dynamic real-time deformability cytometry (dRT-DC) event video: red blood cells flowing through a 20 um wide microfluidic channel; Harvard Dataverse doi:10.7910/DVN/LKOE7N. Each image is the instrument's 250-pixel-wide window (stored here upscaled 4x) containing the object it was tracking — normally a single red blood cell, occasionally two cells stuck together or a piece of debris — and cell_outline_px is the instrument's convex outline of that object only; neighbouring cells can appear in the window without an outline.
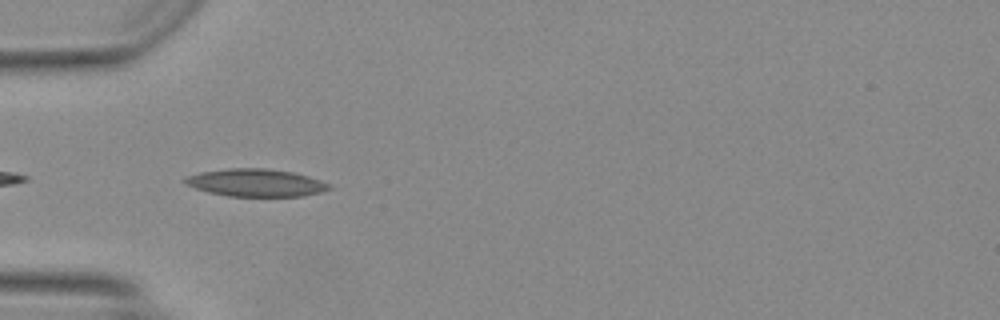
{"species": "Egyptian fruit bat (a non-hibernating species)", "species_latin": "Rousettus aegyptiacus", "temperature_condition": "warm", "stored_images_in_passage": 7, "camera_frame_rate_fps": 3000, "um_per_image_px": 0.085, "animal": {"sex": "female"}, "frame": {"image": 1, "passage_image": 1, "time_ms": 0.0, "image_size_px": [1000, 320], "cell_outline_px": [[332, 188], [320, 192], [300, 196], [228, 196], [208, 192], [196, 188], [188, 184], [184, 180], [184, 176], [200, 172], [228, 168], [264, 168], [292, 172], [308, 176], [328, 184]], "centroid_in_image_um": [21.71, 15.52], "position_along_channel_um": 63.3, "area_um2": 22.89}}